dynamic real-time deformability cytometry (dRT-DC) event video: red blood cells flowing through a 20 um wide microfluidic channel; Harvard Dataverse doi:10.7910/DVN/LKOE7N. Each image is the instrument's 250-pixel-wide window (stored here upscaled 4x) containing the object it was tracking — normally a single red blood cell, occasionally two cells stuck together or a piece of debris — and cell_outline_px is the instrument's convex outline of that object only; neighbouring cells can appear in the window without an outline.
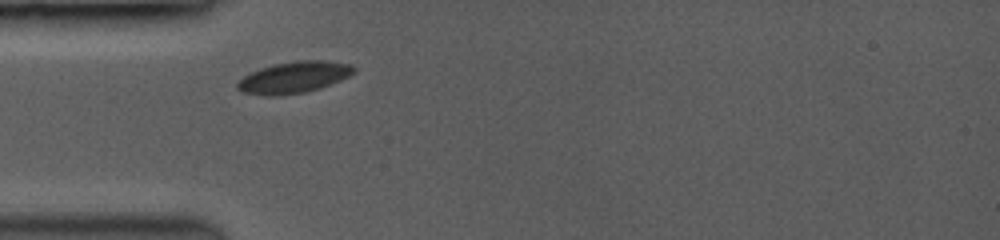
{"species": "common noctule bat (a hibernating species)", "species_latin": "Nyctalus noctula", "temperature_condition": "room temperature", "stored_images_in_passage": 33, "camera_frame_rate_fps": 3500, "um_per_image_px": 0.085, "animal": {"sex": "female", "body_mass_g": 19.0, "forearm_length_mm": 53.3}, "frame": {"image": 1, "passage_image": 1, "time_ms": 0.0, "image_size_px": [1000, 240], "cell_outline_px": [[356, 72], [348, 76], [328, 84], [304, 92], [244, 92], [236, 88], [236, 84], [244, 76], [260, 68], [272, 64], [300, 60], [328, 60], [348, 64], [356, 68]], "centroid_in_image_um": [25.05, 6.49], "position_along_channel_um": 60.0, "area_um2": 20.06}}
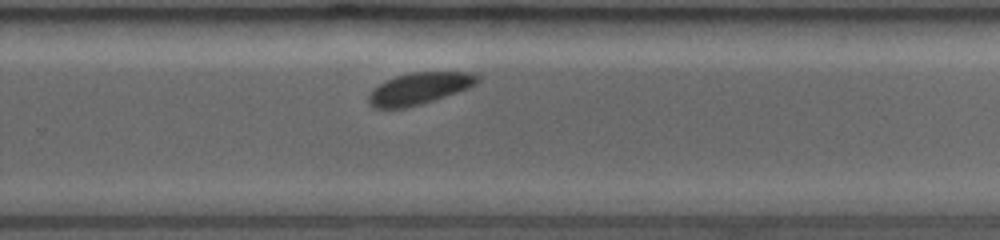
{"frame": {"image": 2, "passage_image": 22, "time_ms": 6.0, "image_size_px": [1000, 240], "cell_outline_px": [[480, 80], [476, 84], [432, 100], [420, 104], [404, 108], [376, 108], [368, 100], [368, 92], [372, 88], [396, 76], [412, 72], [468, 72], [480, 76]], "centroid_in_image_um": [35.6, 7.51], "position_along_channel_um": 294.2, "area_um2": 19.65}}
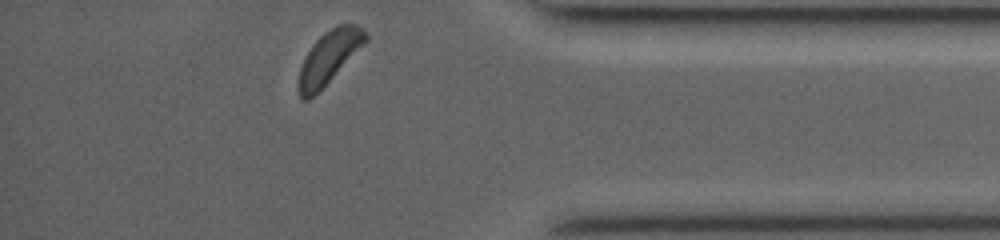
{"frame": {"image": 3, "passage_image": 33, "time_ms": 9.143, "image_size_px": [1000, 240], "cell_outline_px": [[368, 40], [308, 100], [300, 100], [300, 68], [304, 56], [316, 40], [324, 32], [340, 24], [356, 24], [368, 36]], "centroid_in_image_um": [27.96, 4.82], "position_along_channel_um": 407.2, "area_um2": 19.48}, "authors_computed_cell_mechanics": {"area_um2": 20.4612, "velocity_mm_per_s": 3.9462, "shape_relaxation_time_tau1_ms": 3.1482, "shape_relaxation_time_tau2_ms": null, "deformation_change_tau1": 0.08, "deformation_change_tau2": null}}